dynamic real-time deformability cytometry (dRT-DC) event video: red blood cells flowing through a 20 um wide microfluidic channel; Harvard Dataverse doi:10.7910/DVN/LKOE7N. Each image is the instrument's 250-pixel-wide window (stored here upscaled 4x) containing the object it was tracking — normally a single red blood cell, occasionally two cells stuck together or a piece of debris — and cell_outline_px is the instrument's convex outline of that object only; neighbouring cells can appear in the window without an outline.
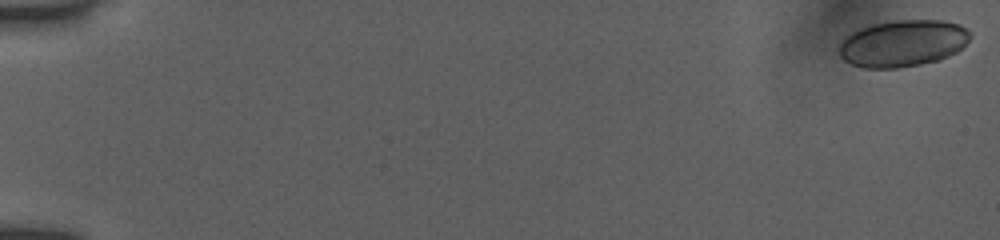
{"species": "human", "species_latin": "Homo sapiens", "temperature_condition": "room temperature", "stored_images_in_passage": 21, "camera_frame_rate_fps": 3000, "um_per_image_px": 0.085, "donor": {"sex": "female"}, "frame": {"image": 1, "passage_image": 1, "time_ms": 0.0, "image_size_px": [1000, 240], "cell_outline_px": [[972, 36], [956, 52], [940, 60], [920, 64], [896, 68], [864, 68], [852, 64], [844, 60], [840, 56], [840, 44], [844, 36], [860, 28], [872, 24], [896, 20], [944, 20], [960, 24], [972, 32]], "centroid_in_image_um": [76.75, 3.67], "position_along_channel_um": 8.2, "area_um2": 35.84}}
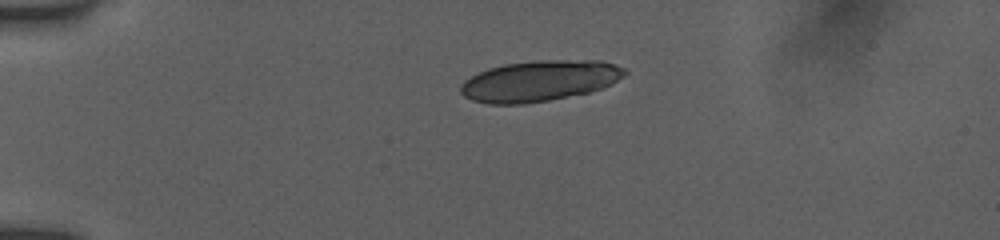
{"frame": {"image": 2, "passage_image": 14, "time_ms": 4.333, "image_size_px": [1000, 240], "cell_outline_px": [[628, 72], [624, 76], [600, 88], [588, 92], [548, 100], [524, 104], [488, 104], [472, 100], [464, 96], [460, 92], [460, 84], [464, 80], [488, 68], [504, 64], [536, 60], [600, 60], [624, 68]], "centroid_in_image_um": [45.81, 6.87], "position_along_channel_um": 39.2, "area_um2": 38.78}}